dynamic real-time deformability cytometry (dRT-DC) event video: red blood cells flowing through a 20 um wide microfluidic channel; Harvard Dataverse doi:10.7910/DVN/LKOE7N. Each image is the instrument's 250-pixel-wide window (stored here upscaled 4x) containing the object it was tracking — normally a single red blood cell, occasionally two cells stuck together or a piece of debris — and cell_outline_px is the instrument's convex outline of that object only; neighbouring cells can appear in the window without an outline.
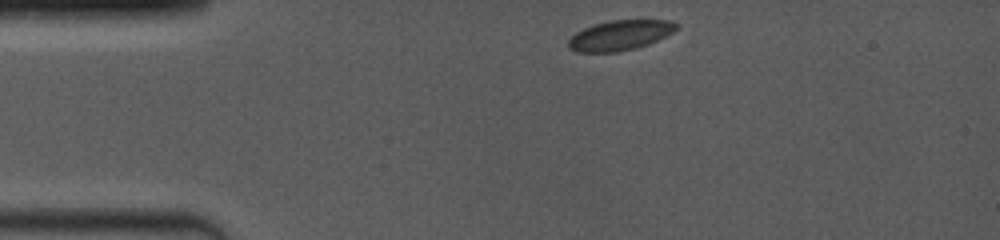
{"species": "common noctule bat (a hibernating species)", "species_latin": "Nyctalus noctula", "temperature_condition": "room temperature", "stored_images_in_passage": 47, "camera_frame_rate_fps": 4000, "um_per_image_px": 0.085, "animal": {"sex": "female", "body_mass_g": 19.0, "forearm_length_mm": 53.3}, "frame": {"image": 1, "passage_image": 1, "time_ms": 0.0, "image_size_px": [1000, 240], "cell_outline_px": [[676, 28], [672, 32], [648, 44], [636, 48], [616, 52], [576, 52], [568, 48], [568, 40], [576, 32], [584, 28], [596, 24], [612, 20], [672, 20], [676, 24]], "centroid_in_image_um": [52.66, 3.0], "position_along_channel_um": 32.3, "area_um2": 18.67}}
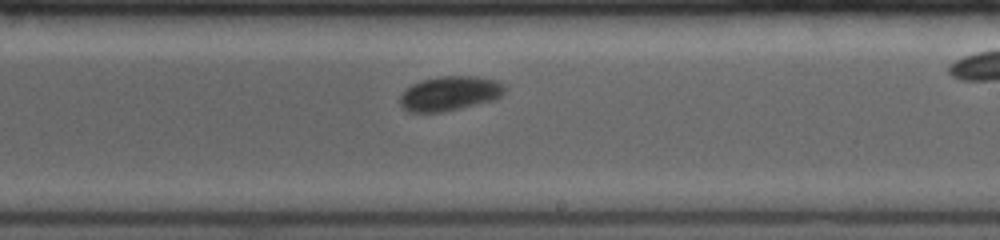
{"frame": {"image": 2, "passage_image": 31, "time_ms": 6.75, "image_size_px": [1000, 240], "cell_outline_px": [[504, 92], [496, 100], [460, 108], [440, 112], [408, 112], [400, 104], [400, 96], [404, 88], [420, 80], [440, 76], [480, 76], [496, 80], [504, 84]], "centroid_in_image_um": [38.22, 7.93], "position_along_channel_um": 250.8, "area_um2": 21.27}}
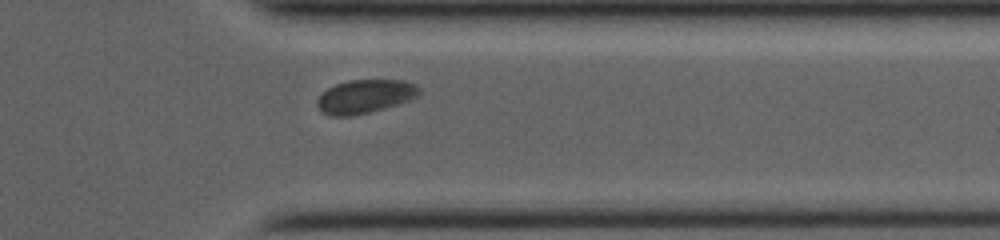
{"frame": {"image": 3, "passage_image": 42, "time_ms": 10.0, "image_size_px": [1000, 240], "cell_outline_px": [[420, 92], [416, 96], [408, 100], [384, 108], [352, 116], [332, 116], [324, 112], [316, 104], [316, 100], [328, 88], [336, 84], [348, 80], [404, 80], [416, 84], [420, 88]], "centroid_in_image_um": [31.03, 8.18], "position_along_channel_um": 380.4, "area_um2": 19.71}}